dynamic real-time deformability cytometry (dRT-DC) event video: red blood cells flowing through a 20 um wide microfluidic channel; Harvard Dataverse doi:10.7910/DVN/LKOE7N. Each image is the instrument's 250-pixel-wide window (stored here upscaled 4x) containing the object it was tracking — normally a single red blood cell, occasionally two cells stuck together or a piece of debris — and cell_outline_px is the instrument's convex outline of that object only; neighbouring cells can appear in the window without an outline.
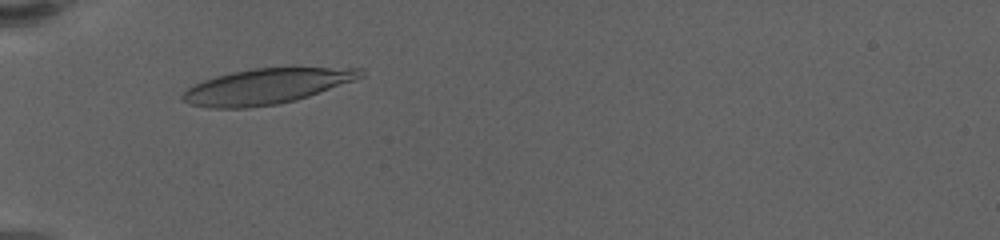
{"species": "human", "species_latin": "Homo sapiens", "temperature_condition": "warm", "stored_images_in_passage": 37, "camera_frame_rate_fps": 3000, "um_per_image_px": 0.085, "donor": {"sex": "female"}, "frame": {"image": 1, "passage_image": 5, "time_ms": 1.333, "image_size_px": [1000, 240], "cell_outline_px": [[364, 76], [356, 80], [296, 100], [280, 104], [248, 108], [208, 108], [188, 104], [180, 96], [188, 88], [204, 80], [216, 76], [232, 72], [252, 68], [288, 64], [292, 64], [364, 68]], "centroid_in_image_um": [22.78, 7.27], "position_along_channel_um": 62.2, "area_um2": 38.32}}
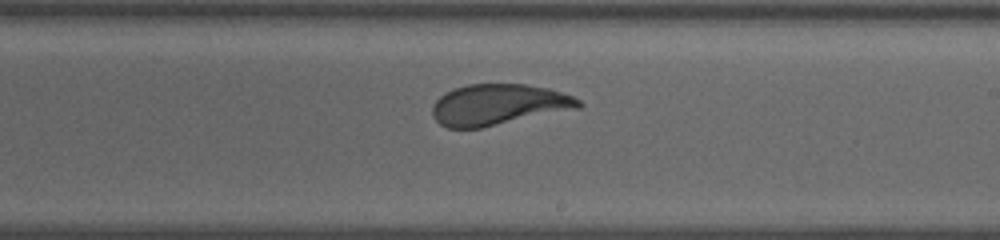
{"frame": {"image": 2, "passage_image": 22, "time_ms": 7.0, "image_size_px": [1000, 240], "cell_outline_px": [[584, 104], [580, 108], [480, 128], [448, 128], [440, 124], [432, 116], [432, 104], [444, 92], [468, 84], [524, 84], [548, 88], [572, 96], [580, 100]], "centroid_in_image_um": [42.35, 8.9], "position_along_channel_um": 246.6, "area_um2": 34.91}}
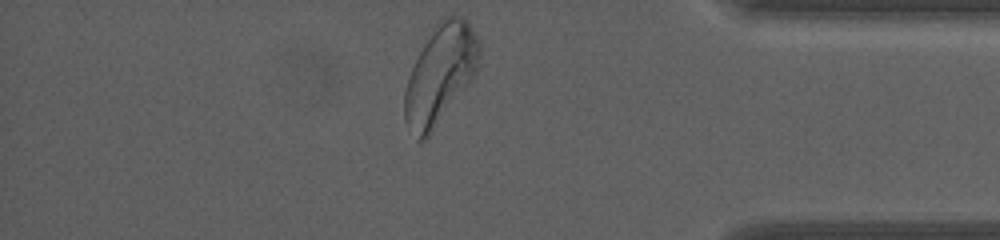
{"frame": {"image": 3, "passage_image": 37, "time_ms": 12.0, "image_size_px": [1000, 240], "cell_outline_px": [[480, 56], [476, 72], [472, 80], [428, 136], [424, 140], [416, 140], [404, 120], [404, 92], [408, 76], [424, 44], [436, 24], [440, 20], [448, 16], [460, 16], [468, 20], [480, 44]], "centroid_in_image_um": [37.42, 6.32], "position_along_channel_um": 397.8, "area_um2": 42.54}}